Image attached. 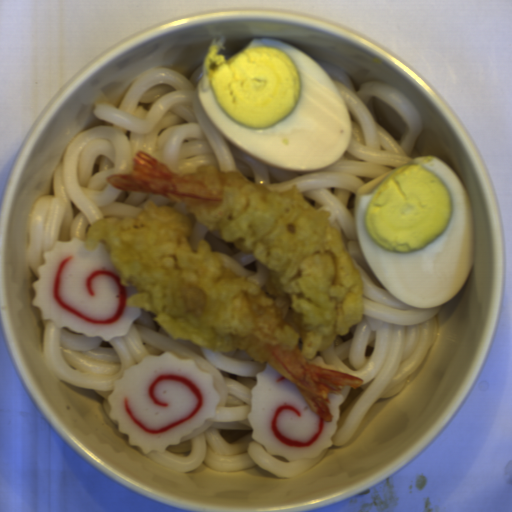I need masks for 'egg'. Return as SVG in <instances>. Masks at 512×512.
Masks as SVG:
<instances>
[{
    "mask_svg": "<svg viewBox=\"0 0 512 512\" xmlns=\"http://www.w3.org/2000/svg\"><path fill=\"white\" fill-rule=\"evenodd\" d=\"M226 36L207 47L196 83L203 111L225 141L274 169L311 171L338 162L351 113L316 59L259 37L226 59Z\"/></svg>",
    "mask_w": 512,
    "mask_h": 512,
    "instance_id": "obj_1",
    "label": "egg"
},
{
    "mask_svg": "<svg viewBox=\"0 0 512 512\" xmlns=\"http://www.w3.org/2000/svg\"><path fill=\"white\" fill-rule=\"evenodd\" d=\"M362 254L391 295L430 308L457 294L475 263L472 201L436 156L395 167L356 200Z\"/></svg>",
    "mask_w": 512,
    "mask_h": 512,
    "instance_id": "obj_2",
    "label": "egg"
}]
</instances>
